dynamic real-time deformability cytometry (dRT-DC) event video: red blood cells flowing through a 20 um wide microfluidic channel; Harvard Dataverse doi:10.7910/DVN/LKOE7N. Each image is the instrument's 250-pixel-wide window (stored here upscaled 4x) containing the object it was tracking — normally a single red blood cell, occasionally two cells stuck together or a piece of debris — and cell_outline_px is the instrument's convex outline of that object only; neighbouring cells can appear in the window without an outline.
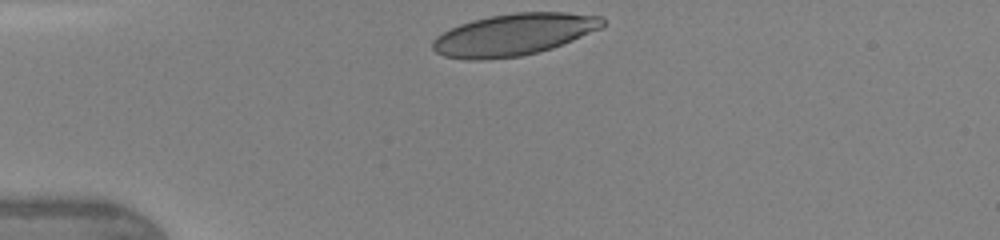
{"species": "human", "species_latin": "Homo sapiens", "temperature_condition": "warm", "stored_images_in_passage": 29, "camera_frame_rate_fps": 3000, "um_per_image_px": 0.085, "donor": {"sex": "female"}, "frame": {"image": 1, "passage_image": 1, "time_ms": 0.0, "image_size_px": [1000, 240], "cell_outline_px": [[604, 24], [600, 28], [572, 40], [552, 48], [520, 56], [488, 60], [468, 60], [444, 56], [436, 52], [432, 48], [432, 40], [436, 36], [460, 24], [472, 20], [492, 16], [516, 12], [564, 12], [604, 16]], "centroid_in_image_um": [43.66, 2.94], "position_along_channel_um": 41.3, "area_um2": 41.27}}
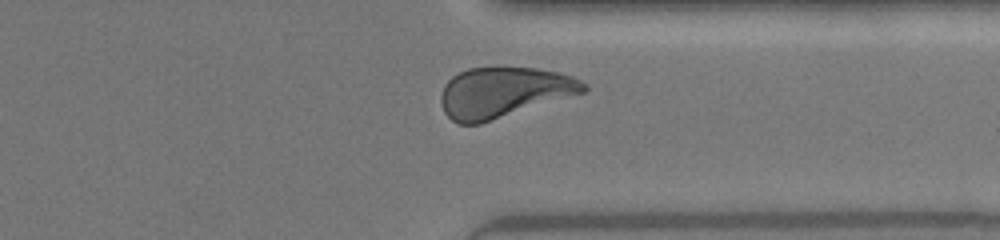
{"frame": {"image": 2, "passage_image": 26, "time_ms": 8.333, "image_size_px": [1000, 240], "cell_outline_px": [[588, 88], [584, 92], [480, 124], [456, 124], [444, 112], [440, 100], [440, 96], [444, 84], [452, 76], [468, 68], [536, 68], [560, 72], [572, 76], [580, 80]], "centroid_in_image_um": [42.78, 7.85], "position_along_channel_um": 368.6, "area_um2": 41.67}, "authors_computed_cell_mechanics": {"area_um2": 42.194, "velocity_mm_per_s": 4.3412, "shape_relaxation_time_tau1_ms": 3.7187, "shape_relaxation_time_tau2_ms": 0.8609, "deformation_change_tau1": 0.1711, "deformation_change_tau2": 0.0796}}